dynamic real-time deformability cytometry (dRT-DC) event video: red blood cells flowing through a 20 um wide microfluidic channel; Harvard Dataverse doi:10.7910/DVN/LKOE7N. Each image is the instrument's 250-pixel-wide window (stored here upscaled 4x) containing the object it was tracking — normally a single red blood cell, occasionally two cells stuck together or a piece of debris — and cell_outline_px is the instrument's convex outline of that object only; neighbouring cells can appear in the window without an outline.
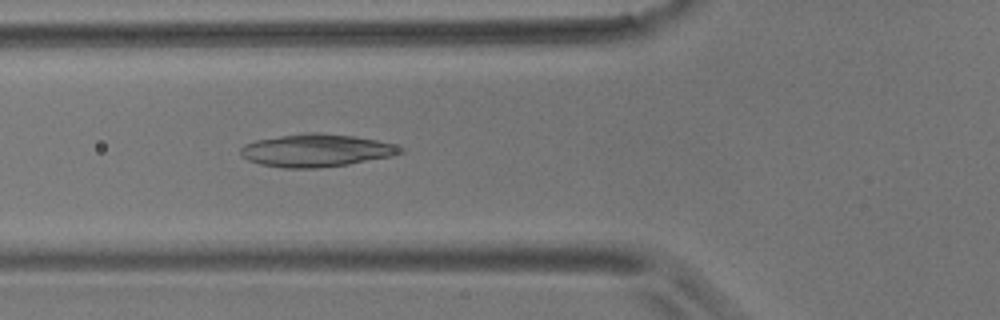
{"species": "common noctule bat (a hibernating species)", "species_latin": "Nyctalus noctula", "temperature_condition": "room temperature", "stored_images_in_passage": 6, "camera_frame_rate_fps": 3000, "um_per_image_px": 0.085, "animal": {"sex": "male", "body_mass_g": 17.9}, "frame": {"image": 1, "passage_image": 6, "time_ms": 6.333, "image_size_px": [1000, 320], "cell_outline_px": [[404, 152], [392, 156], [348, 164], [316, 168], [284, 168], [260, 164], [248, 160], [240, 156], [240, 148], [244, 144], [256, 140], [304, 132], [320, 132], [356, 136], [376, 140], [392, 144], [404, 148]], "centroid_in_image_um": [26.86, 12.78], "position_along_channel_um": 98.9, "area_um2": 30.58}}